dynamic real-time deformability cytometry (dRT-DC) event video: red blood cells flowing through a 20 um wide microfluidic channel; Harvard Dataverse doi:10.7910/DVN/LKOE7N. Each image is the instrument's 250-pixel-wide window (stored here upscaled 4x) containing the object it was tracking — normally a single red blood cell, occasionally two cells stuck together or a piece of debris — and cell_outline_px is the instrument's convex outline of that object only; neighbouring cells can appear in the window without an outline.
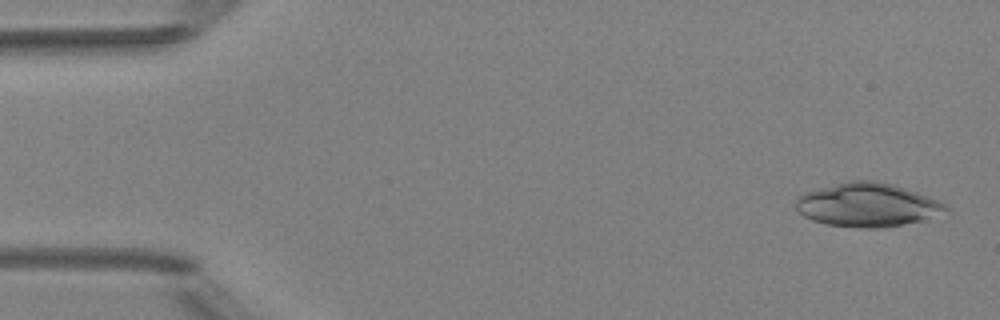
{"species": "Egyptian fruit bat (a non-hibernating species)", "species_latin": "Rousettus aegyptiacus", "temperature_condition": "room temperature", "stored_images_in_passage": 5, "camera_frame_rate_fps": 3000, "um_per_image_px": 0.085, "animal": {"sex": "female"}, "frame": {"image": 1, "passage_image": 1, "time_ms": 0.0, "image_size_px": [1000, 320], "cell_outline_px": [[952, 212], [928, 220], [884, 228], [860, 228], [824, 224], [812, 220], [804, 216], [796, 208], [796, 196], [804, 192], [816, 188], [848, 180], [876, 180], [892, 184], [928, 196], [944, 204]], "centroid_in_image_um": [73.75, 17.42], "position_along_channel_um": 11.2, "area_um2": 38.84}}